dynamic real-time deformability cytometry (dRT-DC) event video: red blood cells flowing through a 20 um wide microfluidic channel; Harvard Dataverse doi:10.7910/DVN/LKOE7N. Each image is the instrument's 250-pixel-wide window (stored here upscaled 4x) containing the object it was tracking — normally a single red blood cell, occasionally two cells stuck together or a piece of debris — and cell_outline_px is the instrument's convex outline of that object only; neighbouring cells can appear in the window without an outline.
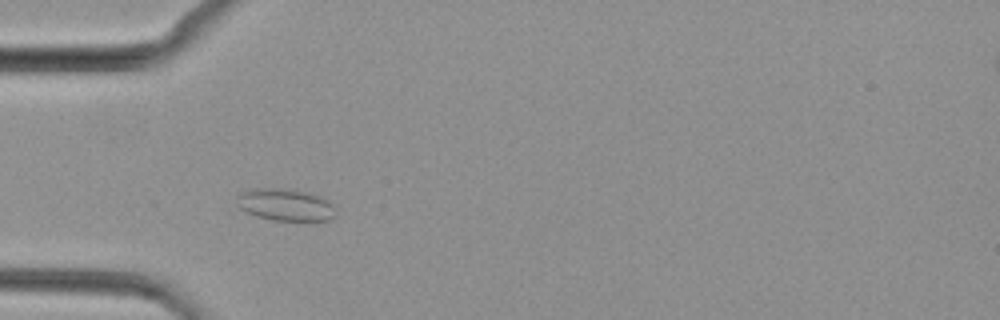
{"species": "common noctule bat (a hibernating species)", "species_latin": "Nyctalus noctula", "temperature_condition": "cold", "stored_images_in_passage": 38, "camera_frame_rate_fps": 3000, "um_per_image_px": 0.085, "animal": {"sex": "female", "body_mass_g": 29.2, "forearm_length_mm": 56.3}, "frame": {"image": 1, "passage_image": 4, "time_ms": 1.0, "image_size_px": [1000, 320], "cell_outline_px": [[336, 216], [328, 220], [272, 220], [256, 216], [240, 208], [236, 196], [240, 192], [252, 188], [288, 188], [308, 192], [320, 196], [328, 200], [336, 208]], "centroid_in_image_um": [24.28, 17.39], "position_along_channel_um": 60.7, "area_um2": 18.67}}
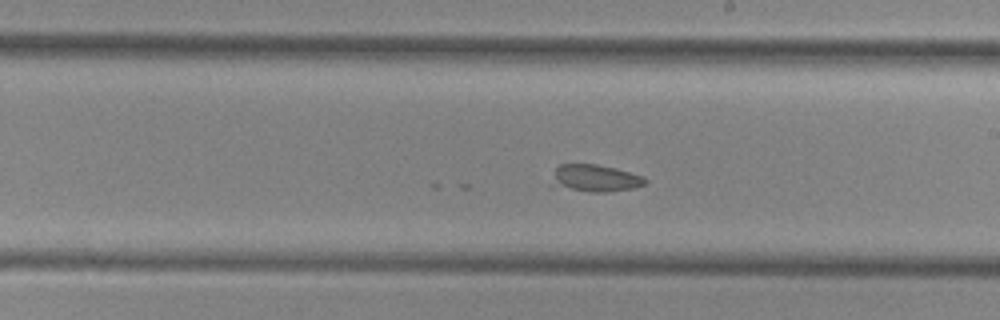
{"frame": {"image": 2, "passage_image": 17, "time_ms": 5.333, "image_size_px": [1000, 320], "cell_outline_px": [[648, 180], [644, 184], [632, 188], [608, 192], [592, 192], [552, 188], [548, 184], [556, 168], [560, 164], [596, 164], [616, 168], [644, 176]], "centroid_in_image_um": [50.49, 15.16], "position_along_channel_um": 238.5, "area_um2": 15.26}}
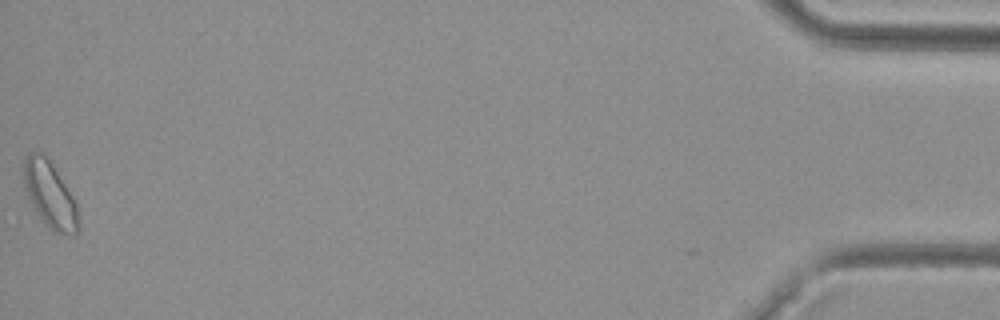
{"frame": {"image": 3, "passage_image": 38, "time_ms": 12.333, "image_size_px": [1000, 320], "cell_outline_px": [[80, 228], [76, 236], [72, 236], [52, 232], [48, 228], [36, 212], [24, 188], [24, 160], [28, 152], [40, 152], [52, 164], [72, 196], [76, 204]], "centroid_in_image_um": [4.26, 16.62], "position_along_channel_um": 430.9, "area_um2": 20.98}}